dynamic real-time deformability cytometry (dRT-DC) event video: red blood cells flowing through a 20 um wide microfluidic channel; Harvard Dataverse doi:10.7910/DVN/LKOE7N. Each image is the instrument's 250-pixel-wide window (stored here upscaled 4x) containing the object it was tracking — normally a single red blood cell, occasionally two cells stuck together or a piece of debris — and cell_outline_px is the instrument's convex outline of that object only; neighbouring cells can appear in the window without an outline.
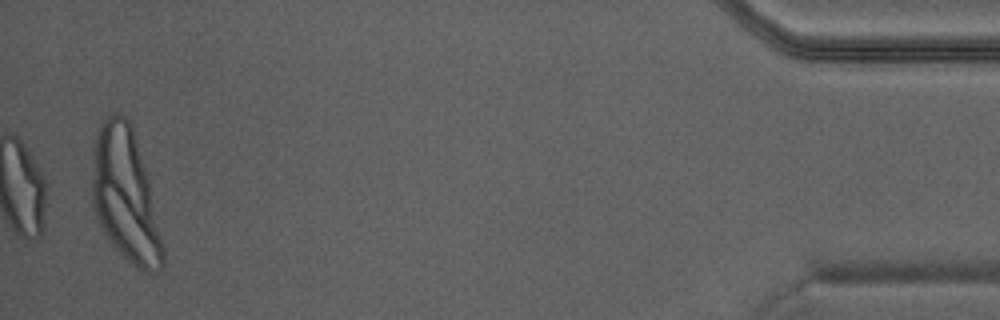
{"species": "Egyptian fruit bat (a non-hibernating species)", "species_latin": "Rousettus aegyptiacus", "temperature_condition": "warm", "stored_images_in_passage": 37, "camera_frame_rate_fps": 3000, "um_per_image_px": 0.085, "animal": {"sex": "male"}, "frame": {"image": 1, "passage_image": 37, "time_ms": 12.0, "image_size_px": [1000, 320], "cell_outline_px": [[164, 264], [160, 272], [140, 272], [116, 248], [100, 224], [92, 204], [92, 184], [96, 140], [100, 120], [116, 112], [120, 112], [128, 120], [132, 128], [148, 180], [164, 248]], "centroid_in_image_um": [10.67, 16.64], "position_along_channel_um": 424.5, "area_um2": 53.87}}